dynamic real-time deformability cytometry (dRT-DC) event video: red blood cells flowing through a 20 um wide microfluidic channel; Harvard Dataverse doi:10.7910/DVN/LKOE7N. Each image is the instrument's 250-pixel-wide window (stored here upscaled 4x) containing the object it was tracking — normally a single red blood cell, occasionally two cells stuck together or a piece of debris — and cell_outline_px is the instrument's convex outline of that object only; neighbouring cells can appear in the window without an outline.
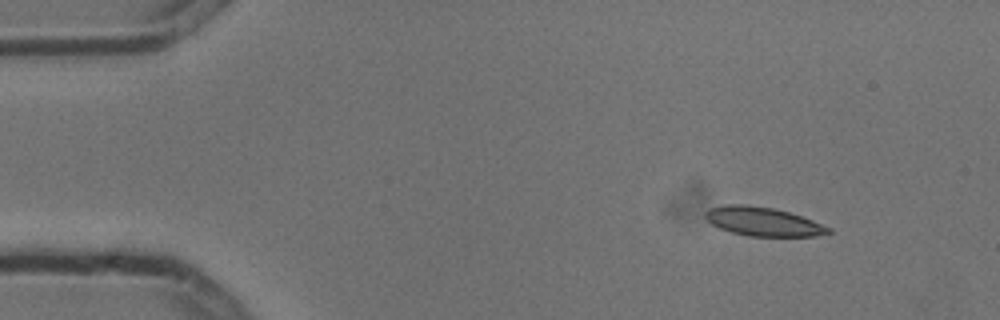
{"species": "common noctule bat (a hibernating species)", "species_latin": "Nyctalus noctula", "temperature_condition": "cold", "stored_images_in_passage": 7, "camera_frame_rate_fps": 3000, "um_per_image_px": 0.085, "animal": {"sex": "male", "body_mass_g": 13.3}, "frame": {"image": 1, "passage_image": 1, "time_ms": 0.0, "image_size_px": [1000, 320], "cell_outline_px": [[832, 232], [816, 236], [748, 236], [732, 232], [720, 228], [712, 224], [704, 216], [704, 212], [708, 208], [724, 204], [748, 204], [772, 208], [788, 212], [812, 220], [832, 228]], "centroid_in_image_um": [64.83, 18.82], "position_along_channel_um": 20.2, "area_um2": 20.69}}
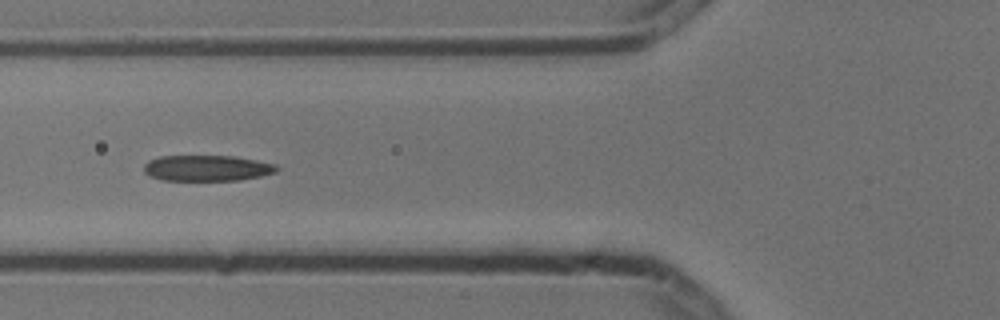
{"frame": {"image": 2, "passage_image": 5, "time_ms": 1.333, "image_size_px": [1000, 320], "cell_outline_px": [[280, 168], [276, 172], [260, 176], [240, 180], [164, 180], [152, 176], [144, 172], [144, 164], [148, 160], [160, 156], [236, 156], [276, 164]], "centroid_in_image_um": [17.62, 14.28], "position_along_channel_um": 108.2, "area_um2": 20.0}}
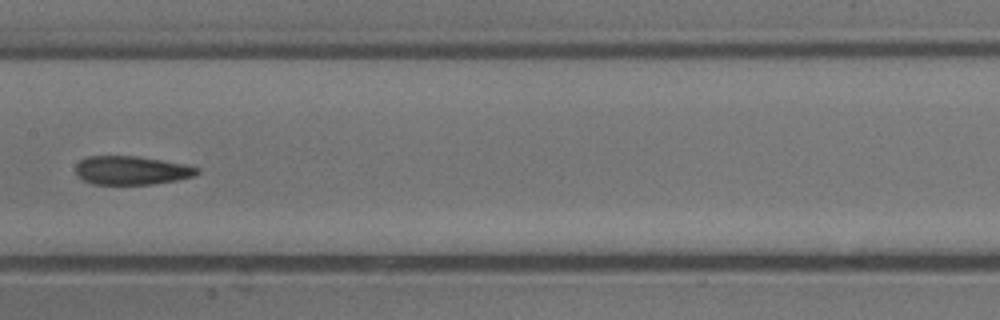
{"frame": {"image": 3, "passage_image": 7, "time_ms": 2.0, "image_size_px": [1000, 320], "cell_outline_px": [[200, 172], [192, 176], [176, 180], [152, 184], [92, 184], [84, 180], [76, 172], [76, 164], [80, 160], [88, 156], [136, 156], [188, 164], [200, 168]], "centroid_in_image_um": [11.21, 14.47], "position_along_channel_um": 196.2, "area_um2": 20.23}}